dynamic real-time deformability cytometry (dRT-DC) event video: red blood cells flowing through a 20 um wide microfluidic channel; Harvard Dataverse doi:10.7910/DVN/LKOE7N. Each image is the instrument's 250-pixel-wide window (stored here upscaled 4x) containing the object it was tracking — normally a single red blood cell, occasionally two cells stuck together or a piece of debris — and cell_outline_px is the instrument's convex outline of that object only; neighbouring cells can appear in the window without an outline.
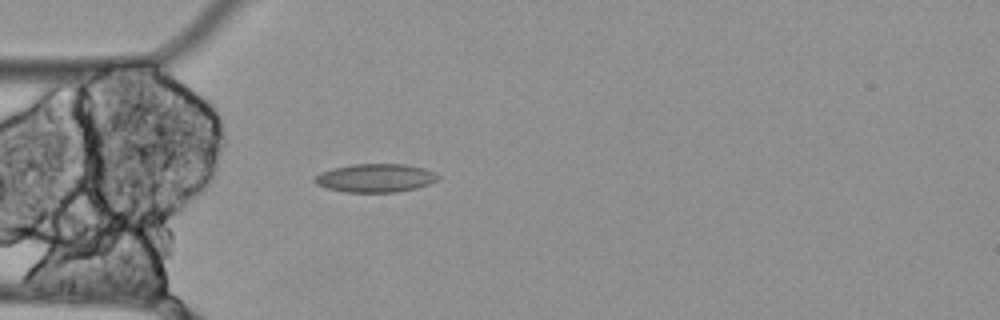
{"species": "Egyptian fruit bat (a non-hibernating species)", "species_latin": "Rousettus aegyptiacus", "temperature_condition": "cold", "stored_images_in_passage": 41, "camera_frame_rate_fps": 3000, "um_per_image_px": 0.085, "animal": {"sex": "female"}, "frame": {"image": 1, "passage_image": 1, "time_ms": 0.0, "image_size_px": [1000, 320], "cell_outline_px": [[440, 176], [436, 180], [428, 184], [416, 188], [396, 192], [344, 192], [328, 188], [316, 184], [312, 180], [320, 172], [332, 168], [352, 164], [404, 164], [424, 168], [436, 172]], "centroid_in_image_um": [31.9, 15.12], "position_along_channel_um": 53.1, "area_um2": 20.46}}
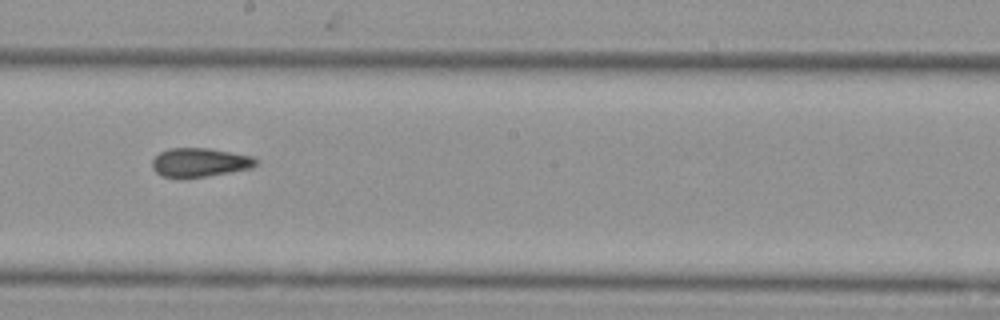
{"frame": {"image": 2, "passage_image": 16, "time_ms": 5.0, "image_size_px": [1000, 320], "cell_outline_px": [[256, 164], [252, 168], [208, 176], [184, 180], [180, 180], [160, 176], [152, 168], [152, 160], [160, 152], [168, 148], [208, 148], [252, 156], [256, 160]], "centroid_in_image_um": [16.91, 13.84], "position_along_channel_um": 231.3, "area_um2": 17.86}}
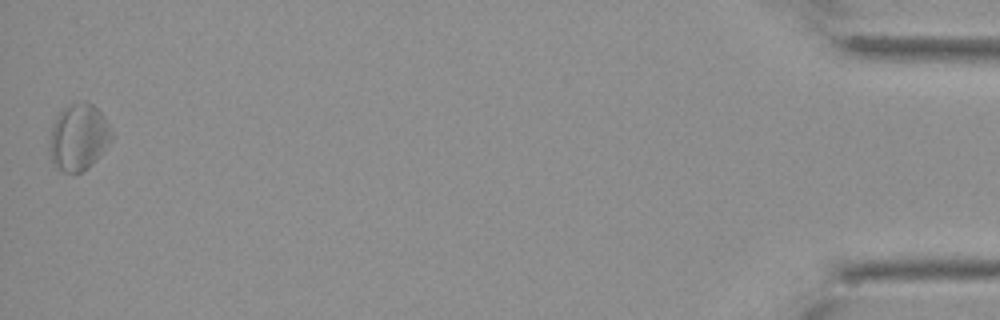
{"frame": {"image": 3, "passage_image": 41, "time_ms": 13.333, "image_size_px": [1000, 320], "cell_outline_px": [[112, 140], [96, 160], [88, 168], [80, 172], [64, 172], [56, 168], [52, 164], [48, 152], [48, 144], [52, 124], [56, 116], [64, 108], [72, 104], [92, 104], [104, 116], [112, 132]], "centroid_in_image_um": [6.64, 11.71], "position_along_channel_um": 428.6, "area_um2": 24.04}, "authors_computed_cell_mechanics": {"area_um2": 18.4382, "velocity_mm_per_s": 3.477, "shape_relaxation_time_tau1_ms": null, "shape_relaxation_time_tau2_ms": 7.3799, "deformation_change_tau1": null, "deformation_change_tau2": 0.1657}}